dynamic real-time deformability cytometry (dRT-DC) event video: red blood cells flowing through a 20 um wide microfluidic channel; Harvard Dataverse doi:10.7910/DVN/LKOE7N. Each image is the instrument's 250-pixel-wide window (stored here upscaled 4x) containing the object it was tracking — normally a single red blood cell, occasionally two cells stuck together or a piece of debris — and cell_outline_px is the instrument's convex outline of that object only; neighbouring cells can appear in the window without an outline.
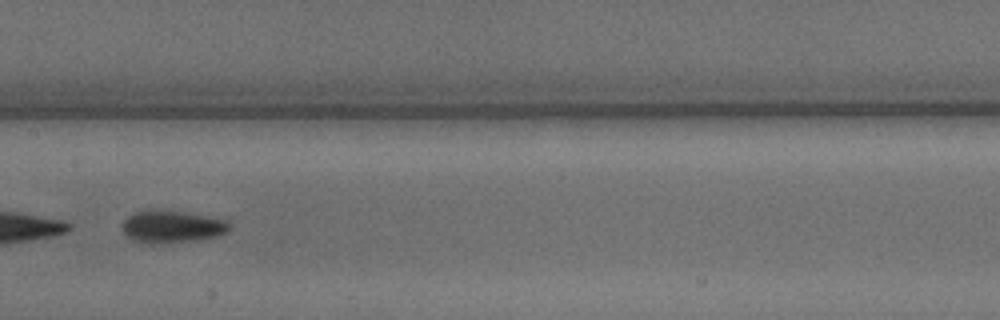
{"species": "common noctule bat (a hibernating species)", "species_latin": "Nyctalus noctula", "temperature_condition": "warm", "stored_images_in_passage": 42, "segment_of_instrument_passage": [2, 2], "camera_frame_rate_fps": 3000, "um_per_image_px": 0.085, "animal": {"sex": "male", "body_mass_g": 15.6}, "frame": {"image": 1, "passage_image": 20, "time_ms": 6.333, "image_size_px": [1000, 320], "cell_outline_px": [[232, 228], [228, 232], [216, 236], [196, 240], [136, 240], [128, 236], [124, 232], [120, 224], [128, 216], [136, 212], [152, 208], [160, 208], [184, 212], [224, 220], [232, 224]], "centroid_in_image_um": [14.65, 19.18], "position_along_channel_um": 192.8, "area_um2": 19.42}}
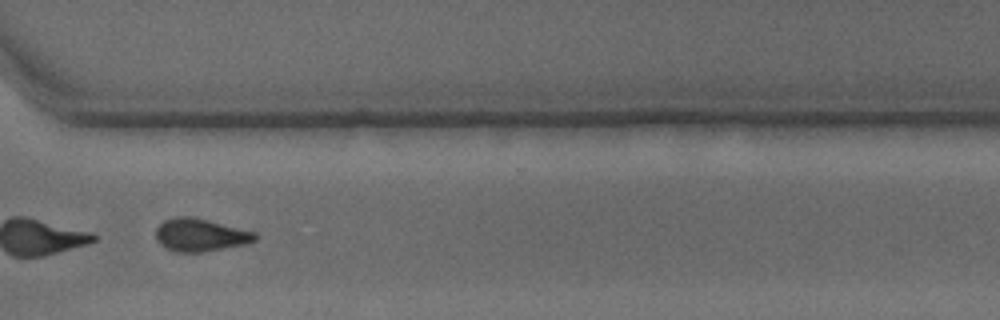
{"frame": {"image": 2, "passage_image": 31, "time_ms": 10.0, "image_size_px": [1000, 320], "cell_outline_px": [[256, 240], [248, 244], [204, 252], [176, 252], [160, 244], [156, 240], [156, 228], [164, 220], [176, 216], [192, 216], [256, 232]], "centroid_in_image_um": [17.03, 19.97], "position_along_channel_um": 353.6, "area_um2": 19.07}}